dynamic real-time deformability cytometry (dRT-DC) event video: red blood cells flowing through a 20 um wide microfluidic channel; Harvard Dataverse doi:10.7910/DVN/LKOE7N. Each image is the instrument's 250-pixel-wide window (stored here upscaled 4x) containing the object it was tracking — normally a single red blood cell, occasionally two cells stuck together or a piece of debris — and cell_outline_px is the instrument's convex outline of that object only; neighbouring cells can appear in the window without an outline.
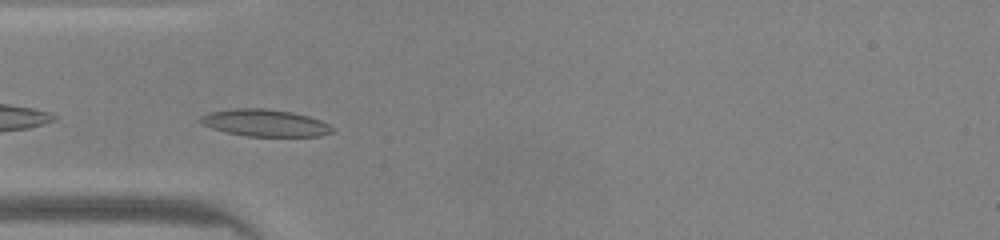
{"species": "common noctule bat (a hibernating species)", "species_latin": "Nyctalus noctula", "temperature_condition": "warm", "stored_images_in_passage": 28, "camera_frame_rate_fps": 3000, "um_per_image_px": 0.085, "animal": {"sex": "male", "body_mass_g": 20.0, "forearm_length_mm": 53.3}, "frame": {"image": 1, "passage_image": 4, "time_ms": 1.0, "image_size_px": [1000, 240], "cell_outline_px": [[336, 132], [320, 136], [244, 136], [212, 128], [196, 120], [200, 116], [212, 112], [232, 108], [268, 108], [292, 112], [308, 116], [320, 120], [336, 128]], "centroid_in_image_um": [22.57, 10.44], "position_along_channel_um": 62.4, "area_um2": 20.92}}
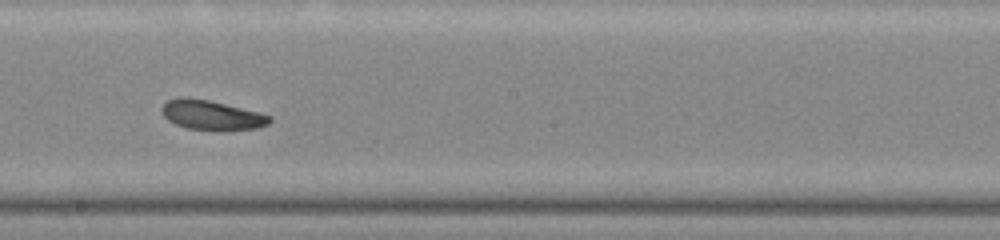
{"frame": {"image": 2, "passage_image": 16, "time_ms": 5.0, "image_size_px": [1000, 240], "cell_outline_px": [[272, 120], [268, 124], [256, 128], [224, 132], [188, 128], [176, 124], [168, 120], [164, 116], [160, 108], [168, 100], [208, 100], [272, 116]], "centroid_in_image_um": [18.05, 9.85], "position_along_channel_um": 230.1, "area_um2": 18.09}}
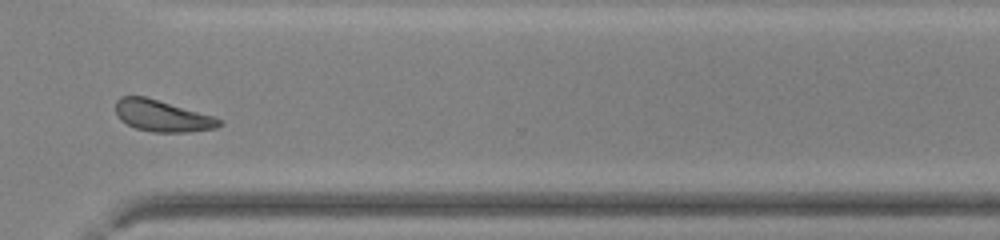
{"frame": {"image": 3, "passage_image": 25, "time_ms": 8.0, "image_size_px": [1000, 240], "cell_outline_px": [[224, 124], [216, 128], [188, 132], [152, 132], [136, 128], [120, 120], [116, 112], [116, 100], [120, 96], [144, 96], [212, 116], [224, 120]], "centroid_in_image_um": [13.79, 9.86], "position_along_channel_um": 356.8, "area_um2": 18.84}, "authors_computed_cell_mechanics": {"area_um2": 18.9006, "velocity_mm_per_s": 4.2038, "shape_relaxation_time_tau1_ms": 2.5066, "shape_relaxation_time_tau2_ms": null, "deformation_change_tau1": 0.0854, "deformation_change_tau2": null}}